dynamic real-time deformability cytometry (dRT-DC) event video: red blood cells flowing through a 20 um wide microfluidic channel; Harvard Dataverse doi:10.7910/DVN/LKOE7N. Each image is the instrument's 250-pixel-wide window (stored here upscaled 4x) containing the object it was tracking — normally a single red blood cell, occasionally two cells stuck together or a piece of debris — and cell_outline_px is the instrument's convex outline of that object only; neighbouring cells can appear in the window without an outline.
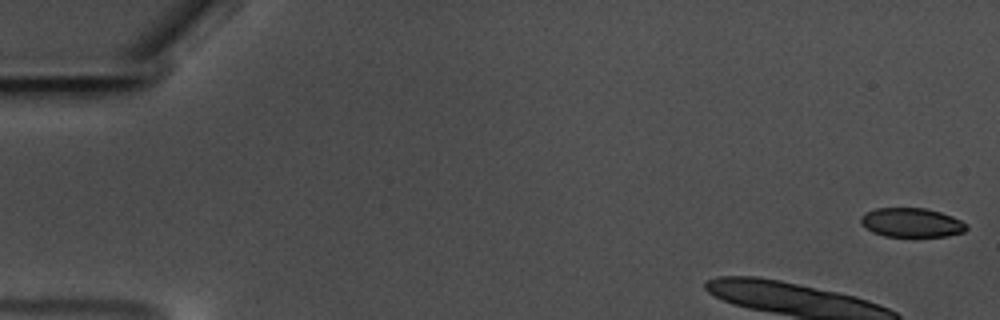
{"species": "common noctule bat (a hibernating species)", "species_latin": "Nyctalus noctula", "temperature_condition": "warm", "stored_images_in_passage": 13, "camera_frame_rate_fps": 3000, "um_per_image_px": 0.085, "animal": {"sex": "male", "body_mass_g": 17.5, "forearm_length_mm": 52.3}, "frame": {"image": 1, "passage_image": 1, "time_ms": 0.0, "image_size_px": [1000, 320], "cell_outline_px": [[968, 228], [964, 232], [948, 236], [884, 236], [872, 232], [860, 224], [860, 216], [864, 212], [876, 208], [924, 208], [940, 212], [952, 216], [968, 224]], "centroid_in_image_um": [77.46, 18.92], "position_along_channel_um": 7.5, "area_um2": 18.09}}